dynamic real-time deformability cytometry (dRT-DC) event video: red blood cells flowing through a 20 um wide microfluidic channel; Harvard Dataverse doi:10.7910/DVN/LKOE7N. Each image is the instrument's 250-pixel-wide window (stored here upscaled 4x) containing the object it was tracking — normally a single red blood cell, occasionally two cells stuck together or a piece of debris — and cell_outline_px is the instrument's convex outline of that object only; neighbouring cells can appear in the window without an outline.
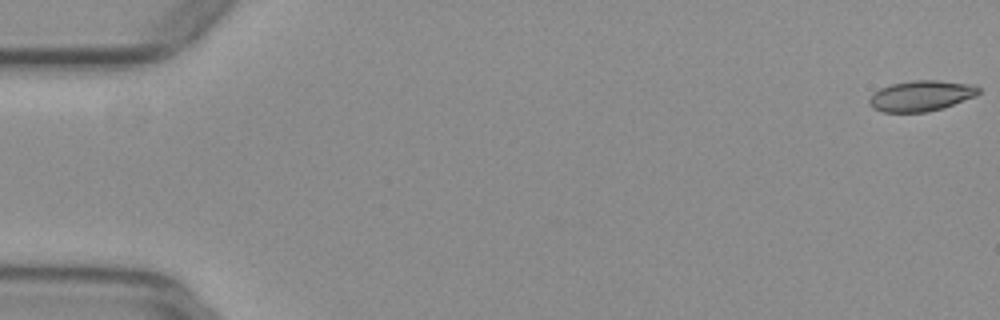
{"species": "common noctule bat (a hibernating species)", "species_latin": "Nyctalus noctula", "temperature_condition": "warm", "stored_images_in_passage": 11, "camera_frame_rate_fps": 3000, "um_per_image_px": 0.085, "animal": {"sex": "female", "body_mass_g": 29.2, "forearm_length_mm": 56.3}, "frame": {"image": 1, "passage_image": 1, "time_ms": 0.0, "image_size_px": [1000, 320], "cell_outline_px": [[980, 92], [976, 96], [944, 108], [924, 112], [884, 112], [872, 108], [868, 104], [868, 100], [880, 88], [892, 84], [912, 80], [940, 80], [976, 84], [980, 88]], "centroid_in_image_um": [78.34, 8.14], "position_along_channel_um": 6.7, "area_um2": 19.71}}